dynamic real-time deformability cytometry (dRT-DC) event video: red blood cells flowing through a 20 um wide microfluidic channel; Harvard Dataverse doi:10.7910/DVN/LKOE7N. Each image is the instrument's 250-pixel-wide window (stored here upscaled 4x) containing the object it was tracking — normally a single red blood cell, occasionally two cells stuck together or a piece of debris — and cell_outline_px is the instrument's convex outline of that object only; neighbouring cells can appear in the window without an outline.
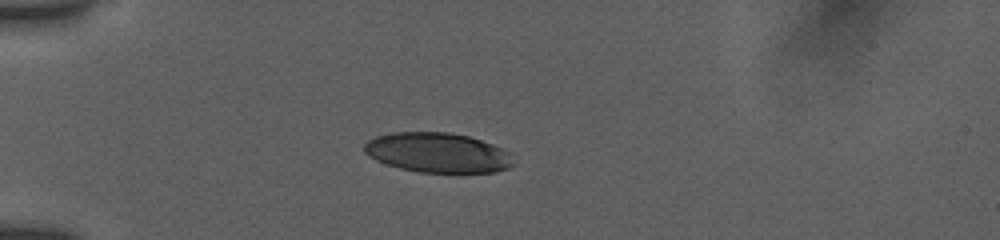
{"species": "human", "species_latin": "Homo sapiens", "temperature_condition": "room temperature", "stored_images_in_passage": 40, "camera_frame_rate_fps": 3000, "um_per_image_px": 0.085, "donor": {"sex": "female"}, "frame": {"image": 1, "passage_image": 1, "time_ms": 0.0, "image_size_px": [1000, 240], "cell_outline_px": [[516, 164], [508, 168], [496, 172], [420, 172], [400, 168], [376, 160], [364, 152], [364, 144], [368, 140], [376, 136], [392, 132], [448, 132], [468, 136], [492, 144], [512, 152]], "centroid_in_image_um": [37.25, 12.97], "position_along_channel_um": 47.7, "area_um2": 34.74}}
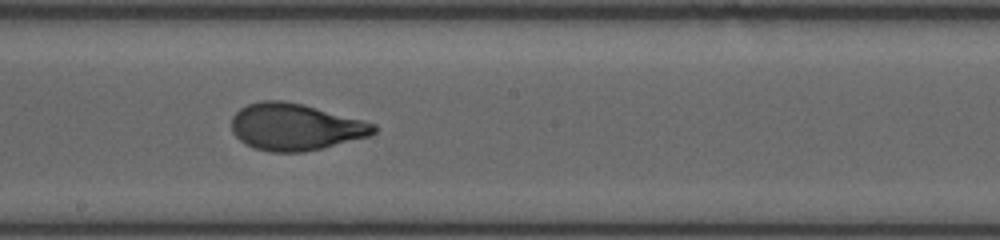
{"frame": {"image": 2, "passage_image": 17, "time_ms": 5.333, "image_size_px": [1000, 240], "cell_outline_px": [[376, 132], [368, 136], [324, 148], [304, 152], [272, 152], [256, 148], [244, 144], [232, 132], [232, 116], [240, 108], [248, 104], [260, 100], [280, 100], [304, 104], [364, 120], [376, 124]], "centroid_in_image_um": [25.1, 10.78], "position_along_channel_um": 223.1, "area_um2": 38.96}}
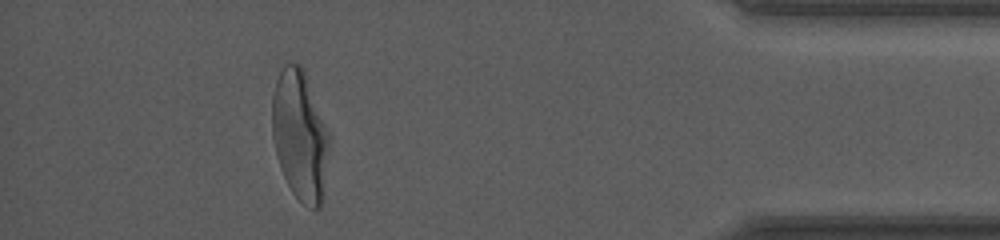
{"frame": {"image": 3, "passage_image": 35, "time_ms": 11.333, "image_size_px": [1000, 240], "cell_outline_px": [[328, 140], [324, 200], [320, 208], [312, 208], [304, 204], [292, 192], [280, 168], [276, 156], [272, 136], [272, 96], [276, 80], [284, 64], [300, 64], [304, 68], [328, 132]], "centroid_in_image_um": [25.48, 11.52], "position_along_channel_um": 409.7, "area_um2": 43.06}, "authors_computed_cell_mechanics": {"area_um2": 38.7838, "velocity_mm_per_s": 3.8312, "shape_relaxation_time_tau1_ms": 3.4223, "shape_relaxation_time_tau2_ms": null, "deformation_change_tau1": 0.1992, "deformation_change_tau2": null}}